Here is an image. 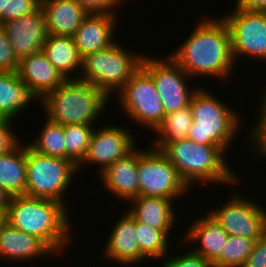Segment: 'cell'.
<instances>
[{"mask_svg":"<svg viewBox=\"0 0 266 267\" xmlns=\"http://www.w3.org/2000/svg\"><path fill=\"white\" fill-rule=\"evenodd\" d=\"M197 26L177 50L168 54L191 78L230 79L236 67L229 28L221 15L196 21ZM235 65V66H234Z\"/></svg>","mask_w":266,"mask_h":267,"instance_id":"obj_1","label":"cell"},{"mask_svg":"<svg viewBox=\"0 0 266 267\" xmlns=\"http://www.w3.org/2000/svg\"><path fill=\"white\" fill-rule=\"evenodd\" d=\"M68 211L63 203L55 200L14 196L7 208V223L38 237L57 256H64L66 246L72 242L74 235Z\"/></svg>","mask_w":266,"mask_h":267,"instance_id":"obj_2","label":"cell"},{"mask_svg":"<svg viewBox=\"0 0 266 267\" xmlns=\"http://www.w3.org/2000/svg\"><path fill=\"white\" fill-rule=\"evenodd\" d=\"M152 147L160 150L174 165L190 188L194 187L196 182L231 184L234 187L240 181V175H236L227 163V152L222 147L202 145L189 139L154 143Z\"/></svg>","mask_w":266,"mask_h":267,"instance_id":"obj_3","label":"cell"},{"mask_svg":"<svg viewBox=\"0 0 266 267\" xmlns=\"http://www.w3.org/2000/svg\"><path fill=\"white\" fill-rule=\"evenodd\" d=\"M109 100L94 83L72 78L46 94L40 105L46 118L56 124L94 126Z\"/></svg>","mask_w":266,"mask_h":267,"instance_id":"obj_4","label":"cell"},{"mask_svg":"<svg viewBox=\"0 0 266 267\" xmlns=\"http://www.w3.org/2000/svg\"><path fill=\"white\" fill-rule=\"evenodd\" d=\"M189 107L193 122L187 139L228 151L243 124L240 113L202 87L193 94Z\"/></svg>","mask_w":266,"mask_h":267,"instance_id":"obj_5","label":"cell"},{"mask_svg":"<svg viewBox=\"0 0 266 267\" xmlns=\"http://www.w3.org/2000/svg\"><path fill=\"white\" fill-rule=\"evenodd\" d=\"M124 47L117 41L108 49L83 57L79 78L94 83L109 99L114 91L118 94L141 67L143 58V54H133Z\"/></svg>","mask_w":266,"mask_h":267,"instance_id":"obj_6","label":"cell"},{"mask_svg":"<svg viewBox=\"0 0 266 267\" xmlns=\"http://www.w3.org/2000/svg\"><path fill=\"white\" fill-rule=\"evenodd\" d=\"M26 165L25 196L55 200L68 207L66 193L78 166L70 160L38 154L27 144Z\"/></svg>","mask_w":266,"mask_h":267,"instance_id":"obj_7","label":"cell"},{"mask_svg":"<svg viewBox=\"0 0 266 267\" xmlns=\"http://www.w3.org/2000/svg\"><path fill=\"white\" fill-rule=\"evenodd\" d=\"M139 195L181 200L191 191L174 165L155 148H138Z\"/></svg>","mask_w":266,"mask_h":267,"instance_id":"obj_8","label":"cell"},{"mask_svg":"<svg viewBox=\"0 0 266 267\" xmlns=\"http://www.w3.org/2000/svg\"><path fill=\"white\" fill-rule=\"evenodd\" d=\"M118 93L120 111L139 127L144 125L154 132L165 112L152 77L140 67Z\"/></svg>","mask_w":266,"mask_h":267,"instance_id":"obj_9","label":"cell"},{"mask_svg":"<svg viewBox=\"0 0 266 267\" xmlns=\"http://www.w3.org/2000/svg\"><path fill=\"white\" fill-rule=\"evenodd\" d=\"M157 57L143 55L141 67L152 77L165 115L188 107L199 86L190 90L192 78L168 54Z\"/></svg>","mask_w":266,"mask_h":267,"instance_id":"obj_10","label":"cell"},{"mask_svg":"<svg viewBox=\"0 0 266 267\" xmlns=\"http://www.w3.org/2000/svg\"><path fill=\"white\" fill-rule=\"evenodd\" d=\"M224 205L208 212L231 236L249 239L262 238L266 234V208L248 197L237 193L228 198Z\"/></svg>","mask_w":266,"mask_h":267,"instance_id":"obj_11","label":"cell"},{"mask_svg":"<svg viewBox=\"0 0 266 267\" xmlns=\"http://www.w3.org/2000/svg\"><path fill=\"white\" fill-rule=\"evenodd\" d=\"M231 12L221 17L230 31L234 62L241 56L266 61V12L239 8Z\"/></svg>","mask_w":266,"mask_h":267,"instance_id":"obj_12","label":"cell"},{"mask_svg":"<svg viewBox=\"0 0 266 267\" xmlns=\"http://www.w3.org/2000/svg\"><path fill=\"white\" fill-rule=\"evenodd\" d=\"M93 131L87 154L82 162L78 165V171L83 166L93 164L98 165L101 174L109 165L123 158L130 153L137 145L136 139L133 138L131 130L114 125L99 126ZM83 165V166H82Z\"/></svg>","mask_w":266,"mask_h":267,"instance_id":"obj_13","label":"cell"},{"mask_svg":"<svg viewBox=\"0 0 266 267\" xmlns=\"http://www.w3.org/2000/svg\"><path fill=\"white\" fill-rule=\"evenodd\" d=\"M1 26L6 31L19 61L41 51L48 36L46 17L41 6L31 14L5 21Z\"/></svg>","mask_w":266,"mask_h":267,"instance_id":"obj_14","label":"cell"},{"mask_svg":"<svg viewBox=\"0 0 266 267\" xmlns=\"http://www.w3.org/2000/svg\"><path fill=\"white\" fill-rule=\"evenodd\" d=\"M112 228L101 255L103 253V256L109 258V261L124 266L143 263V260L147 258L140 252L135 237V219L130 213L125 211Z\"/></svg>","mask_w":266,"mask_h":267,"instance_id":"obj_15","label":"cell"},{"mask_svg":"<svg viewBox=\"0 0 266 267\" xmlns=\"http://www.w3.org/2000/svg\"><path fill=\"white\" fill-rule=\"evenodd\" d=\"M118 15L88 14L72 36L81 58L111 47Z\"/></svg>","mask_w":266,"mask_h":267,"instance_id":"obj_16","label":"cell"},{"mask_svg":"<svg viewBox=\"0 0 266 267\" xmlns=\"http://www.w3.org/2000/svg\"><path fill=\"white\" fill-rule=\"evenodd\" d=\"M138 148L135 147L130 153L109 165L99 174L104 190L117 196L123 202L139 196L138 181ZM125 200V201H124Z\"/></svg>","mask_w":266,"mask_h":267,"instance_id":"obj_17","label":"cell"},{"mask_svg":"<svg viewBox=\"0 0 266 267\" xmlns=\"http://www.w3.org/2000/svg\"><path fill=\"white\" fill-rule=\"evenodd\" d=\"M189 224L182 243L185 246L187 242L198 243V246H193L190 250L213 263L221 255L228 233L209 213L193 219Z\"/></svg>","mask_w":266,"mask_h":267,"instance_id":"obj_18","label":"cell"},{"mask_svg":"<svg viewBox=\"0 0 266 267\" xmlns=\"http://www.w3.org/2000/svg\"><path fill=\"white\" fill-rule=\"evenodd\" d=\"M57 256L41 239L8 223L0 232V259L18 262ZM6 258V259H5ZM11 259V260H10Z\"/></svg>","mask_w":266,"mask_h":267,"instance_id":"obj_19","label":"cell"},{"mask_svg":"<svg viewBox=\"0 0 266 267\" xmlns=\"http://www.w3.org/2000/svg\"><path fill=\"white\" fill-rule=\"evenodd\" d=\"M17 73L40 99L67 80L46 58L42 50L22 58Z\"/></svg>","mask_w":266,"mask_h":267,"instance_id":"obj_20","label":"cell"},{"mask_svg":"<svg viewBox=\"0 0 266 267\" xmlns=\"http://www.w3.org/2000/svg\"><path fill=\"white\" fill-rule=\"evenodd\" d=\"M174 202L171 199L139 195L128 202L131 207L126 211L137 222L144 223L152 229L172 231L177 214L174 212Z\"/></svg>","mask_w":266,"mask_h":267,"instance_id":"obj_21","label":"cell"},{"mask_svg":"<svg viewBox=\"0 0 266 267\" xmlns=\"http://www.w3.org/2000/svg\"><path fill=\"white\" fill-rule=\"evenodd\" d=\"M32 101L41 103L40 97L20 79L17 72H0V118L15 121Z\"/></svg>","mask_w":266,"mask_h":267,"instance_id":"obj_22","label":"cell"},{"mask_svg":"<svg viewBox=\"0 0 266 267\" xmlns=\"http://www.w3.org/2000/svg\"><path fill=\"white\" fill-rule=\"evenodd\" d=\"M50 35L73 36L88 13L75 0H41Z\"/></svg>","mask_w":266,"mask_h":267,"instance_id":"obj_23","label":"cell"},{"mask_svg":"<svg viewBox=\"0 0 266 267\" xmlns=\"http://www.w3.org/2000/svg\"><path fill=\"white\" fill-rule=\"evenodd\" d=\"M42 51L46 58L66 79L79 78L82 58L79 55L73 37L48 34ZM73 72H76L75 75Z\"/></svg>","mask_w":266,"mask_h":267,"instance_id":"obj_24","label":"cell"},{"mask_svg":"<svg viewBox=\"0 0 266 267\" xmlns=\"http://www.w3.org/2000/svg\"><path fill=\"white\" fill-rule=\"evenodd\" d=\"M26 144L21 143L10 152L0 155V187L9 196H25Z\"/></svg>","mask_w":266,"mask_h":267,"instance_id":"obj_25","label":"cell"},{"mask_svg":"<svg viewBox=\"0 0 266 267\" xmlns=\"http://www.w3.org/2000/svg\"><path fill=\"white\" fill-rule=\"evenodd\" d=\"M170 231L152 229L148 225L135 220V237L138 241L140 252L149 260L163 261L169 254Z\"/></svg>","mask_w":266,"mask_h":267,"instance_id":"obj_26","label":"cell"},{"mask_svg":"<svg viewBox=\"0 0 266 267\" xmlns=\"http://www.w3.org/2000/svg\"><path fill=\"white\" fill-rule=\"evenodd\" d=\"M45 124L38 133L36 140L28 143V147L34 152L54 158L65 159V135L64 126L56 124L45 118ZM34 141V142H33Z\"/></svg>","mask_w":266,"mask_h":267,"instance_id":"obj_27","label":"cell"},{"mask_svg":"<svg viewBox=\"0 0 266 267\" xmlns=\"http://www.w3.org/2000/svg\"><path fill=\"white\" fill-rule=\"evenodd\" d=\"M193 117L190 107L179 109L164 116L163 121L154 131V143H169L175 140L187 139L192 126Z\"/></svg>","mask_w":266,"mask_h":267,"instance_id":"obj_28","label":"cell"},{"mask_svg":"<svg viewBox=\"0 0 266 267\" xmlns=\"http://www.w3.org/2000/svg\"><path fill=\"white\" fill-rule=\"evenodd\" d=\"M95 126L91 125H66L65 159L73 161L77 166L85 158Z\"/></svg>","mask_w":266,"mask_h":267,"instance_id":"obj_29","label":"cell"},{"mask_svg":"<svg viewBox=\"0 0 266 267\" xmlns=\"http://www.w3.org/2000/svg\"><path fill=\"white\" fill-rule=\"evenodd\" d=\"M254 239L229 235L221 255L213 262L214 267H243L253 250Z\"/></svg>","mask_w":266,"mask_h":267,"instance_id":"obj_30","label":"cell"},{"mask_svg":"<svg viewBox=\"0 0 266 267\" xmlns=\"http://www.w3.org/2000/svg\"><path fill=\"white\" fill-rule=\"evenodd\" d=\"M260 98V111H258L256 123L253 125L254 129H251L249 132L250 134L247 137L248 141L246 146H248L251 151L254 150L252 152L256 157L266 158V89L261 93Z\"/></svg>","mask_w":266,"mask_h":267,"instance_id":"obj_31","label":"cell"},{"mask_svg":"<svg viewBox=\"0 0 266 267\" xmlns=\"http://www.w3.org/2000/svg\"><path fill=\"white\" fill-rule=\"evenodd\" d=\"M188 251L184 254L181 253L180 256L178 254H168L161 267H214L212 262L190 251V247Z\"/></svg>","mask_w":266,"mask_h":267,"instance_id":"obj_32","label":"cell"},{"mask_svg":"<svg viewBox=\"0 0 266 267\" xmlns=\"http://www.w3.org/2000/svg\"><path fill=\"white\" fill-rule=\"evenodd\" d=\"M19 60L12 49L6 31L0 25V72H17Z\"/></svg>","mask_w":266,"mask_h":267,"instance_id":"obj_33","label":"cell"},{"mask_svg":"<svg viewBox=\"0 0 266 267\" xmlns=\"http://www.w3.org/2000/svg\"><path fill=\"white\" fill-rule=\"evenodd\" d=\"M88 14L118 15L117 8L126 0H75ZM128 1V0H127ZM116 7V8H115Z\"/></svg>","mask_w":266,"mask_h":267,"instance_id":"obj_34","label":"cell"},{"mask_svg":"<svg viewBox=\"0 0 266 267\" xmlns=\"http://www.w3.org/2000/svg\"><path fill=\"white\" fill-rule=\"evenodd\" d=\"M41 6V0H8L7 21L31 14Z\"/></svg>","mask_w":266,"mask_h":267,"instance_id":"obj_35","label":"cell"},{"mask_svg":"<svg viewBox=\"0 0 266 267\" xmlns=\"http://www.w3.org/2000/svg\"><path fill=\"white\" fill-rule=\"evenodd\" d=\"M13 121L0 118V155L10 152L21 142L13 132Z\"/></svg>","mask_w":266,"mask_h":267,"instance_id":"obj_36","label":"cell"},{"mask_svg":"<svg viewBox=\"0 0 266 267\" xmlns=\"http://www.w3.org/2000/svg\"><path fill=\"white\" fill-rule=\"evenodd\" d=\"M243 267H266V234L255 241Z\"/></svg>","mask_w":266,"mask_h":267,"instance_id":"obj_37","label":"cell"},{"mask_svg":"<svg viewBox=\"0 0 266 267\" xmlns=\"http://www.w3.org/2000/svg\"><path fill=\"white\" fill-rule=\"evenodd\" d=\"M234 8L246 11L266 12V0H236Z\"/></svg>","mask_w":266,"mask_h":267,"instance_id":"obj_38","label":"cell"},{"mask_svg":"<svg viewBox=\"0 0 266 267\" xmlns=\"http://www.w3.org/2000/svg\"><path fill=\"white\" fill-rule=\"evenodd\" d=\"M11 196H9L5 191L0 187V210H7L9 206Z\"/></svg>","mask_w":266,"mask_h":267,"instance_id":"obj_39","label":"cell"},{"mask_svg":"<svg viewBox=\"0 0 266 267\" xmlns=\"http://www.w3.org/2000/svg\"><path fill=\"white\" fill-rule=\"evenodd\" d=\"M7 3L8 0H0V25L7 21Z\"/></svg>","mask_w":266,"mask_h":267,"instance_id":"obj_40","label":"cell"},{"mask_svg":"<svg viewBox=\"0 0 266 267\" xmlns=\"http://www.w3.org/2000/svg\"><path fill=\"white\" fill-rule=\"evenodd\" d=\"M7 224V210H0V232Z\"/></svg>","mask_w":266,"mask_h":267,"instance_id":"obj_41","label":"cell"}]
</instances>
